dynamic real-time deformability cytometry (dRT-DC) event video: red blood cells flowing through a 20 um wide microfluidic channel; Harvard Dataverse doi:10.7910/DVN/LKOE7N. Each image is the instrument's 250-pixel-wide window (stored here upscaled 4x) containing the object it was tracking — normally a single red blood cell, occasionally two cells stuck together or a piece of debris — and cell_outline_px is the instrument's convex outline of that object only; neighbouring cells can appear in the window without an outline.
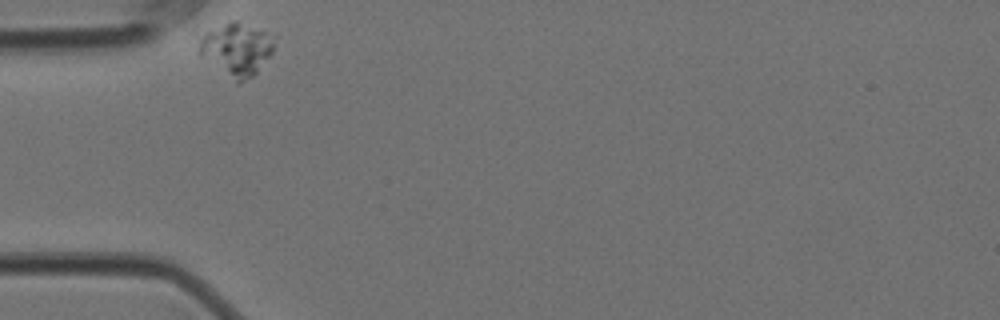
{"species": "Egyptian fruit bat (a non-hibernating species)", "species_latin": "Rousettus aegyptiacus", "temperature_condition": "cold", "stored_images_in_passage": 36, "camera_frame_rate_fps": 3000, "um_per_image_px": 0.085, "animal": {"sex": "female"}, "frame": {"image": 1, "passage_image": 1, "time_ms": 0.0, "image_size_px": [1000, 320], "cell_outline_px": [[272, 52], [256, 72], [252, 76], [240, 84], [236, 84], [200, 56], [200, 40], [208, 32], [232, 20], [236, 20], [264, 32], [272, 44]], "centroid_in_image_um": [20.05, 4.25], "position_along_channel_um": 64.9, "area_um2": 22.25}}
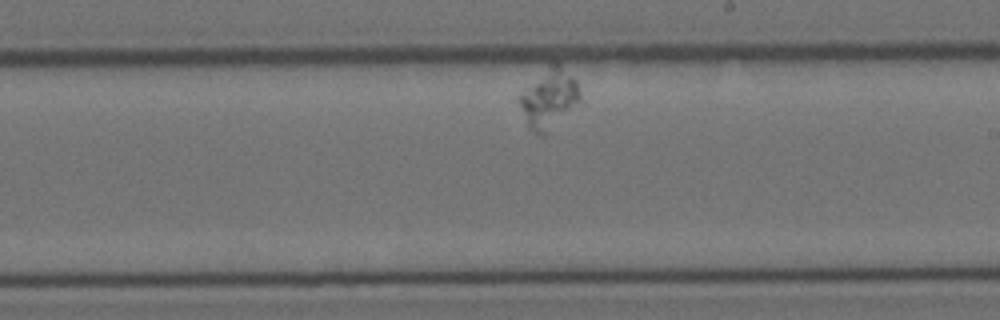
{"frame": {"image": 2, "passage_image": 21, "time_ms": 6.667, "image_size_px": [1000, 320], "cell_outline_px": [[580, 100], [544, 136], [540, 136], [532, 132], [528, 128], [516, 100], [516, 96], [552, 60], [560, 64], [576, 80], [580, 96]], "centroid_in_image_um": [46.58, 8.36], "position_along_channel_um": 242.4, "area_um2": 21.27}}
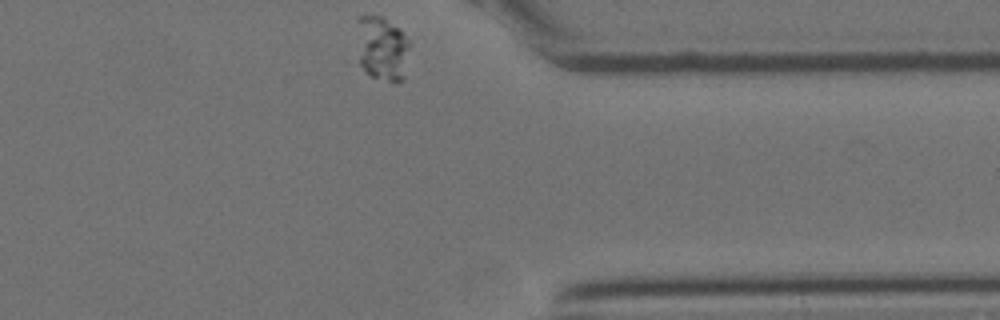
{"frame": {"image": 3, "passage_image": 36, "time_ms": 11.667, "image_size_px": [1000, 320], "cell_outline_px": [[412, 44], [404, 80], [396, 84], [368, 76], [364, 72], [360, 64], [356, 20], [360, 16], [384, 16], [400, 28]], "centroid_in_image_um": [32.53, 4.15], "position_along_channel_um": 378.9, "area_um2": 20.87}}